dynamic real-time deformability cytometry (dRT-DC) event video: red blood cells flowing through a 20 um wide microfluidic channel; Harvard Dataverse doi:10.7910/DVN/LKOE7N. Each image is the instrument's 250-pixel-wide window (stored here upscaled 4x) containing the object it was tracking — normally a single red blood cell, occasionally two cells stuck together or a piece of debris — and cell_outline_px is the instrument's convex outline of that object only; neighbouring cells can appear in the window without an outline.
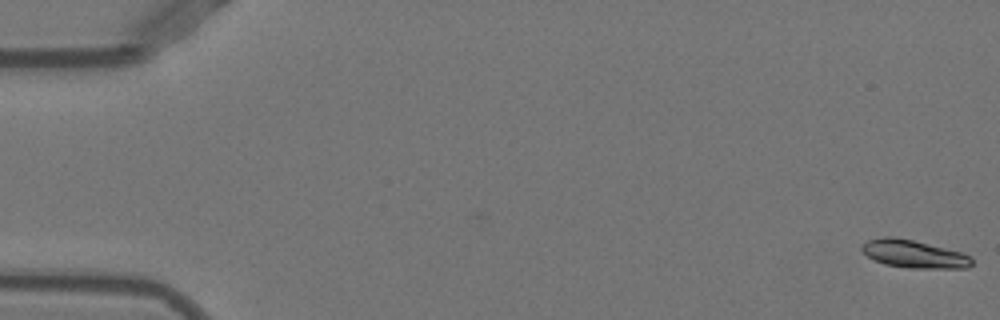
{"species": "Egyptian fruit bat (a non-hibernating species)", "species_latin": "Rousettus aegyptiacus", "temperature_condition": "warm", "stored_images_in_passage": 2, "camera_frame_rate_fps": 3000, "um_per_image_px": 0.085, "animal": {"sex": "female"}, "frame": {"image": 1, "passage_image": 2, "time_ms": 0.333, "image_size_px": [1000, 320], "cell_outline_px": [[972, 264], [968, 268], [908, 268], [884, 264], [868, 256], [860, 248], [860, 244], [868, 240], [884, 236], [892, 236], [912, 240], [960, 252], [968, 256], [972, 260]], "centroid_in_image_um": [77.63, 21.59], "position_along_channel_um": 7.4, "area_um2": 17.63}}